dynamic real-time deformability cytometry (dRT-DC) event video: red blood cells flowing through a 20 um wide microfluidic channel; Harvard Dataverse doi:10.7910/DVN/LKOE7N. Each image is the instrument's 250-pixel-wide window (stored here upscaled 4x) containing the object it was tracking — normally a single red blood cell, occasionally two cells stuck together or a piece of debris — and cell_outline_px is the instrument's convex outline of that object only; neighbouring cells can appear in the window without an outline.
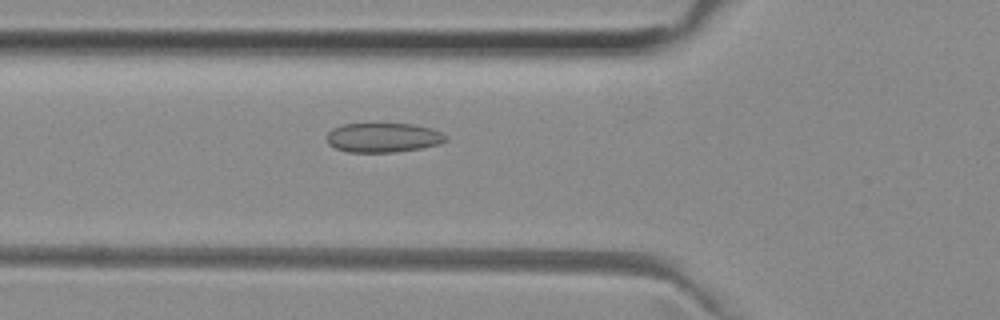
{"species": "common noctule bat (a hibernating species)", "species_latin": "Nyctalus noctula", "temperature_condition": "room temperature", "stored_images_in_passage": 34, "camera_frame_rate_fps": 3000, "um_per_image_px": 0.085, "animal": {"sex": "female", "body_mass_g": 29.2, "forearm_length_mm": 56.3}, "frame": {"image": 1, "passage_image": 12, "time_ms": 3.667, "image_size_px": [1000, 320], "cell_outline_px": [[448, 140], [440, 144], [420, 148], [392, 152], [348, 152], [336, 148], [328, 144], [328, 132], [332, 128], [340, 124], [412, 124], [432, 128], [448, 136]], "centroid_in_image_um": [32.58, 11.69], "position_along_channel_um": 93.2, "area_um2": 20.4}}
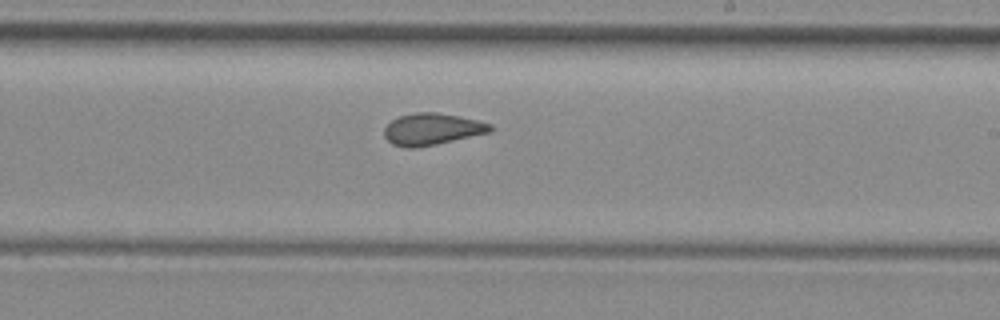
{"frame": {"image": 2, "passage_image": 24, "time_ms": 7.667, "image_size_px": [1000, 320], "cell_outline_px": [[492, 132], [436, 144], [416, 148], [404, 148], [392, 144], [384, 136], [384, 128], [392, 120], [400, 116], [416, 112], [436, 112], [460, 116], [492, 124]], "centroid_in_image_um": [36.72, 10.98], "position_along_channel_um": 252.3, "area_um2": 19.65}}
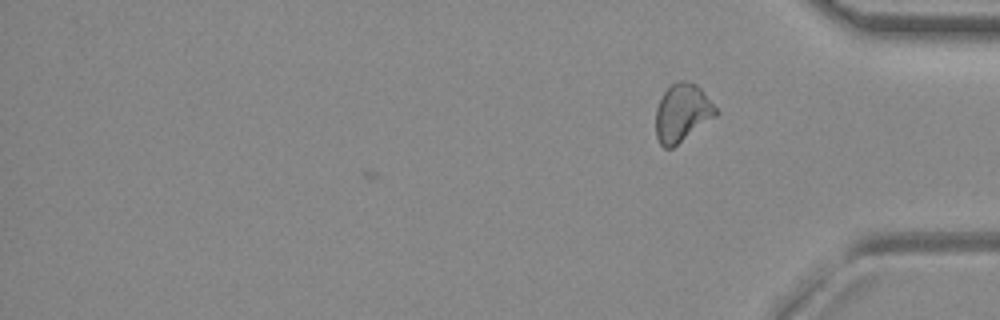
{"frame": {"image": 3, "passage_image": 34, "time_ms": 11.0, "image_size_px": [1000, 320], "cell_outline_px": [[720, 112], [716, 116], [672, 148], [664, 148], [660, 144], [656, 136], [656, 108], [664, 92], [672, 84], [680, 80], [684, 80], [696, 84], [700, 88]], "centroid_in_image_um": [57.99, 9.59], "position_along_channel_um": 377.2, "area_um2": 20.11}, "authors_computed_cell_mechanics": {"area_um2": 20.0566, "velocity_mm_per_s": 3.9649, "shape_relaxation_time_tau1_ms": null, "shape_relaxation_time_tau2_ms": 1.525, "deformation_change_tau1": null, "deformation_change_tau2": 0.0737}}